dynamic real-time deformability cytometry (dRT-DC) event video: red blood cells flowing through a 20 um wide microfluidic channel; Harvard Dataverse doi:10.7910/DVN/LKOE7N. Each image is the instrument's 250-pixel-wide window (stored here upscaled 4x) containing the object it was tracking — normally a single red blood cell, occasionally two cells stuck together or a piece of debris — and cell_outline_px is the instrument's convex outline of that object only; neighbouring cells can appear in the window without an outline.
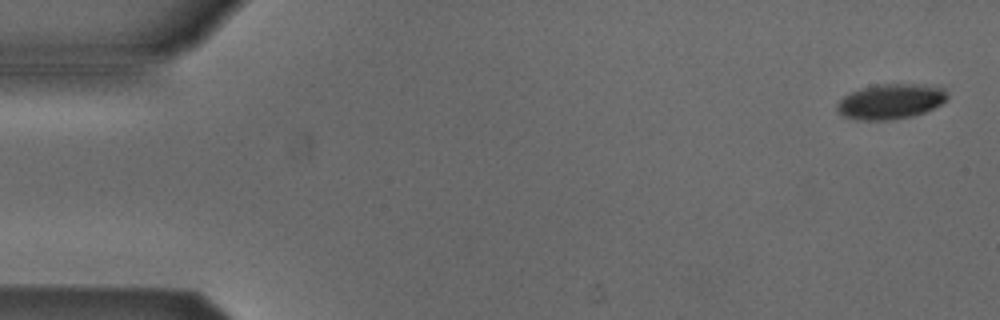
{"species": "Egyptian fruit bat (a non-hibernating species)", "species_latin": "Rousettus aegyptiacus", "temperature_condition": "cold", "stored_images_in_passage": 5, "segment_of_instrument_passage": [2, 2], "camera_frame_rate_fps": 3000, "um_per_image_px": 0.085, "animal": {"sex": "male"}, "frame": {"image": 1, "passage_image": 5, "time_ms": 6.0, "image_size_px": [1000, 320], "cell_outline_px": [[948, 96], [940, 104], [924, 112], [912, 116], [888, 120], [856, 120], [844, 116], [836, 112], [836, 104], [844, 96], [860, 88], [884, 84], [924, 84], [944, 88], [948, 92]], "centroid_in_image_um": [75.68, 8.62], "position_along_channel_um": 9.3, "area_um2": 22.54}}